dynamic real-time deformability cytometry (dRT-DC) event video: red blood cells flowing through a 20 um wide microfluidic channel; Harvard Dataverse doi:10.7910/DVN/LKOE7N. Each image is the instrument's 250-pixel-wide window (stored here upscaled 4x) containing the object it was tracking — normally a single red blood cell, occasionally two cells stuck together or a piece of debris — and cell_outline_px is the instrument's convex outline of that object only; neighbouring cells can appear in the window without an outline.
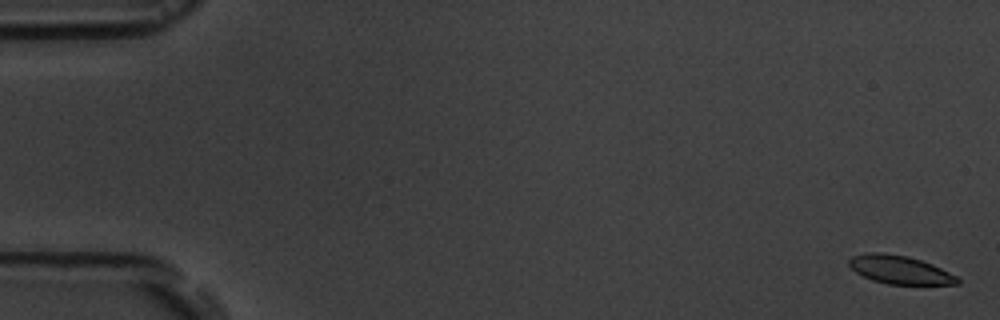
{"species": "common noctule bat (a hibernating species)", "species_latin": "Nyctalus noctula", "temperature_condition": "room temperature", "stored_images_in_passage": 7, "camera_frame_rate_fps": 3000, "um_per_image_px": 0.085, "animal": {"sex": "male", "body_mass_g": 19.5, "forearm_length_mm": 54.6}, "frame": {"image": 1, "passage_image": 1, "time_ms": 0.0, "image_size_px": [1000, 320], "cell_outline_px": [[960, 284], [888, 284], [872, 280], [856, 272], [848, 264], [848, 260], [852, 256], [868, 252], [880, 252], [908, 256], [932, 264], [956, 276], [960, 280]], "centroid_in_image_um": [76.46, 22.92], "position_along_channel_um": 8.5, "area_um2": 17.74}}
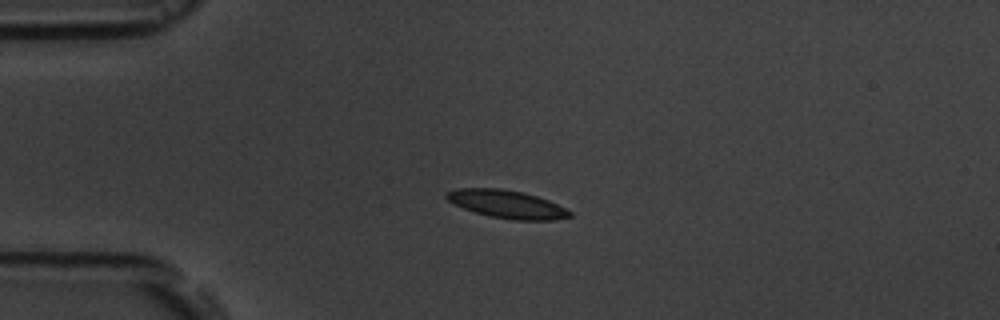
{"frame": {"image": 2, "passage_image": 5, "time_ms": 4.333, "image_size_px": [1000, 320], "cell_outline_px": [[572, 216], [552, 220], [512, 220], [488, 216], [464, 208], [448, 200], [444, 196], [444, 192], [456, 188], [500, 188], [524, 192], [548, 200], [572, 212]], "centroid_in_image_um": [43.06, 17.35], "position_along_channel_um": 41.9, "area_um2": 20.06}}
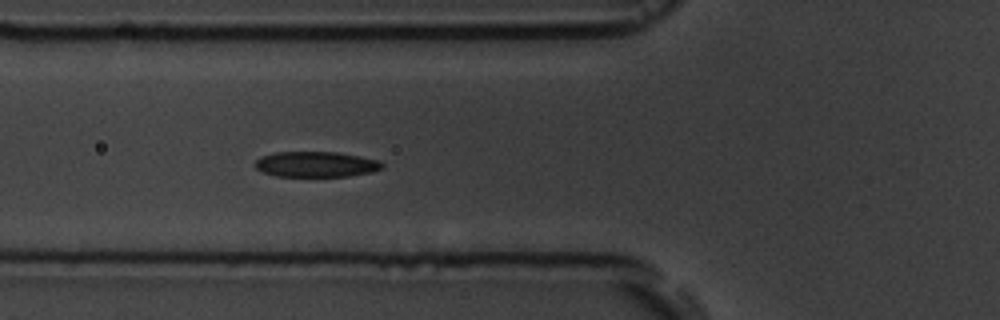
{"frame": {"image": 3, "passage_image": 7, "time_ms": 6.667, "image_size_px": [1000, 320], "cell_outline_px": [[384, 168], [372, 172], [348, 176], [276, 176], [264, 172], [256, 168], [256, 160], [260, 156], [276, 152], [336, 152], [360, 156], [380, 160], [384, 164]], "centroid_in_image_um": [26.9, 13.96], "position_along_channel_um": 98.9, "area_um2": 18.9}}